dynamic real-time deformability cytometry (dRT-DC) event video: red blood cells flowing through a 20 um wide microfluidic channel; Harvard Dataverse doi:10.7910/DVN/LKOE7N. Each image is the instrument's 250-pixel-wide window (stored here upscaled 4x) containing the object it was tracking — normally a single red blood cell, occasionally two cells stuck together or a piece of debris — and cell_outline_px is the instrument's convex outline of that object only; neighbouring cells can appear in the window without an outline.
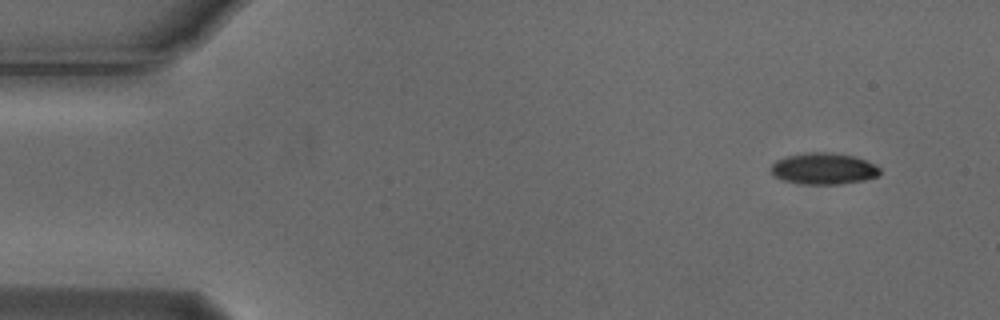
{"species": "Egyptian fruit bat (a non-hibernating species)", "species_latin": "Rousettus aegyptiacus", "temperature_condition": "cold", "stored_images_in_passage": 4, "camera_frame_rate_fps": 3000, "um_per_image_px": 0.085, "animal": {"sex": "male"}, "frame": {"image": 1, "passage_image": 1, "time_ms": 0.0, "image_size_px": [1000, 320], "cell_outline_px": [[880, 176], [864, 180], [840, 184], [800, 184], [784, 180], [772, 176], [772, 164], [776, 160], [784, 156], [804, 152], [832, 152], [856, 156], [876, 164], [880, 168]], "centroid_in_image_um": [70.02, 14.32], "position_along_channel_um": 15.0, "area_um2": 20.35}}